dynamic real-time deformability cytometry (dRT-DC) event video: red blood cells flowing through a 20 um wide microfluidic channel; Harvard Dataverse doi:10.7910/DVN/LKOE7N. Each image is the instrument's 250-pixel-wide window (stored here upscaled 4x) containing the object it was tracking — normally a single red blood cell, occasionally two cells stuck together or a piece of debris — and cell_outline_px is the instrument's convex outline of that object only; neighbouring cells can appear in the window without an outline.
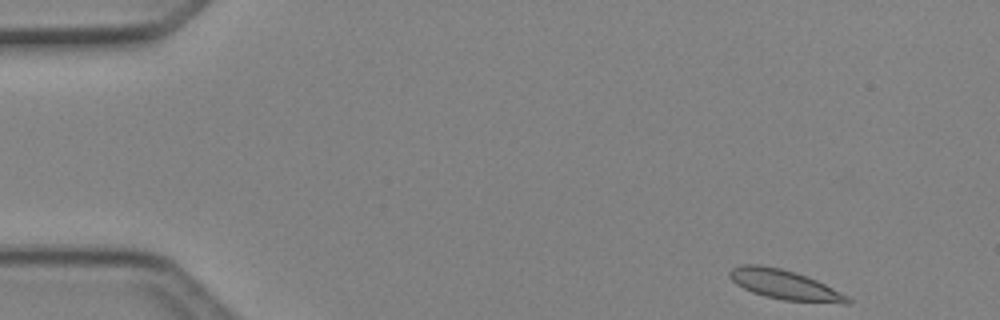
{"species": "Egyptian fruit bat (a non-hibernating species)", "species_latin": "Rousettus aegyptiacus", "temperature_condition": "cold", "stored_images_in_passage": 46, "segment_of_instrument_passage": [1, 2], "camera_frame_rate_fps": 3000, "um_per_image_px": 0.085, "animal": {"sex": "female"}, "frame": {"image": 1, "passage_image": 1, "time_ms": 0.0, "image_size_px": [1000, 320], "cell_outline_px": [[852, 304], [844, 304], [784, 300], [764, 296], [752, 292], [736, 284], [728, 276], [728, 272], [732, 268], [740, 264], [760, 264], [780, 268], [816, 280], [848, 296], [852, 300]], "centroid_in_image_um": [66.68, 24.21], "position_along_channel_um": 18.3, "area_um2": 20.29}}
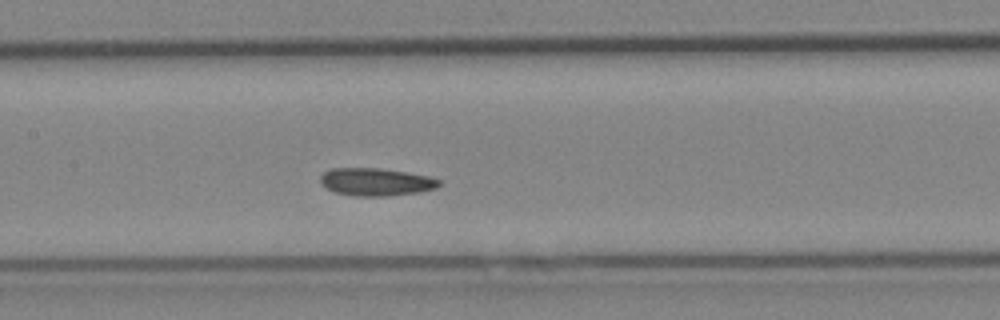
{"frame": {"image": 2, "passage_image": 20, "time_ms": 6.333, "image_size_px": [1000, 320], "cell_outline_px": [[440, 184], [436, 188], [420, 192], [388, 196], [356, 196], [336, 192], [320, 184], [320, 176], [324, 172], [332, 168], [380, 168], [428, 176], [440, 180]], "centroid_in_image_um": [31.95, 15.46], "position_along_channel_um": 175.5, "area_um2": 19.07}}
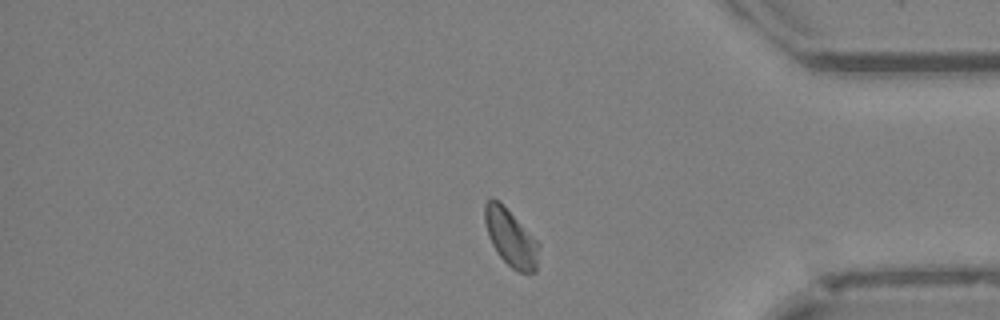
{"frame": {"image": 3, "passage_image": 37, "time_ms": 12.0, "image_size_px": [1000, 320], "cell_outline_px": [[540, 244], [536, 272], [520, 272], [512, 268], [496, 252], [488, 236], [484, 220], [484, 204], [488, 196], [492, 196], [500, 200], [504, 204]], "centroid_in_image_um": [43.39, 20.14], "position_along_channel_um": 391.8, "area_um2": 18.26}}